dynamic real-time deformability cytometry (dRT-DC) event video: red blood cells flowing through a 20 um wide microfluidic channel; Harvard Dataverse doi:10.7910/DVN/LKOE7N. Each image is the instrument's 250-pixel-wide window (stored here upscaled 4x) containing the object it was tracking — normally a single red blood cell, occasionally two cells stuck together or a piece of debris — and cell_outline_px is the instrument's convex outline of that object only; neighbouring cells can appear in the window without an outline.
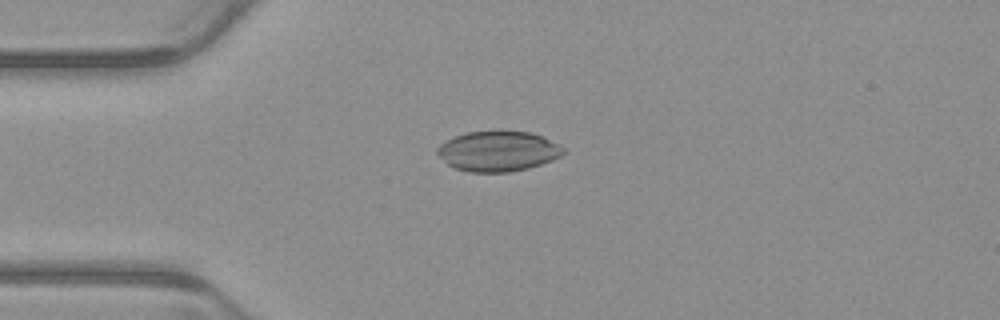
{"species": "common noctule bat (a hibernating species)", "species_latin": "Nyctalus noctula", "temperature_condition": "warm", "stored_images_in_passage": 6, "camera_frame_rate_fps": 3000, "um_per_image_px": 0.085, "animal": {"sex": "male", "body_mass_g": 23.1, "forearm_length_mm": 52.7}, "frame": {"image": 1, "passage_image": 3, "time_ms": 0.667, "image_size_px": [1000, 320], "cell_outline_px": [[564, 152], [560, 156], [552, 160], [528, 168], [508, 172], [468, 172], [452, 168], [436, 152], [436, 148], [440, 144], [456, 136], [468, 132], [500, 128], [528, 132], [544, 136], [560, 144], [564, 148]], "centroid_in_image_um": [42.34, 12.81], "position_along_channel_um": 42.7, "area_um2": 30.17}}
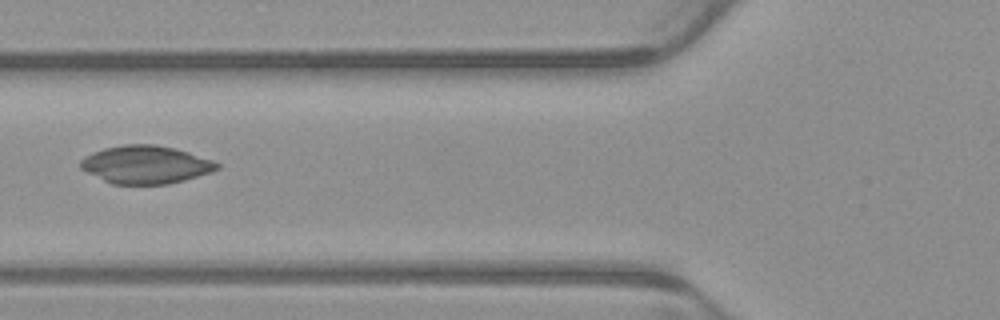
{"frame": {"image": 2, "passage_image": 5, "time_ms": 1.333, "image_size_px": [1000, 320], "cell_outline_px": [[220, 168], [212, 172], [184, 180], [168, 184], [112, 184], [80, 168], [80, 160], [84, 156], [92, 152], [104, 148], [124, 144], [152, 144], [176, 148], [212, 160], [220, 164]], "centroid_in_image_um": [12.39, 13.99], "position_along_channel_um": 113.4, "area_um2": 30.17}}
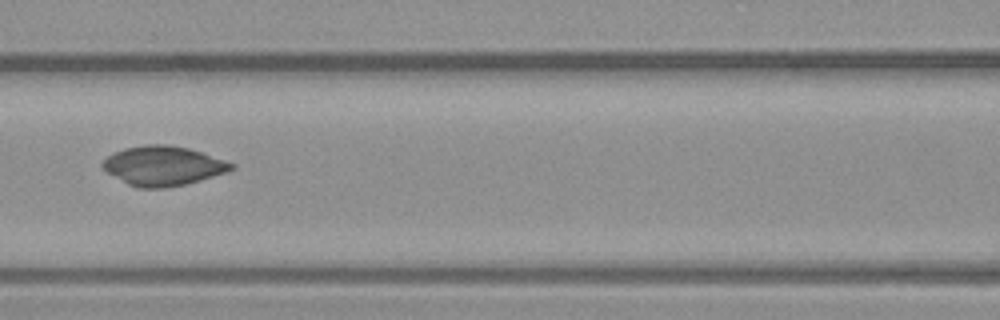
{"frame": {"image": 3, "passage_image": 6, "time_ms": 1.667, "image_size_px": [1000, 320], "cell_outline_px": [[236, 168], [228, 172], [200, 180], [184, 184], [164, 188], [140, 188], [128, 184], [108, 172], [100, 164], [108, 156], [124, 148], [144, 144], [164, 144], [188, 148], [236, 164]], "centroid_in_image_um": [13.89, 14.09], "position_along_channel_um": 152.7, "area_um2": 29.36}}